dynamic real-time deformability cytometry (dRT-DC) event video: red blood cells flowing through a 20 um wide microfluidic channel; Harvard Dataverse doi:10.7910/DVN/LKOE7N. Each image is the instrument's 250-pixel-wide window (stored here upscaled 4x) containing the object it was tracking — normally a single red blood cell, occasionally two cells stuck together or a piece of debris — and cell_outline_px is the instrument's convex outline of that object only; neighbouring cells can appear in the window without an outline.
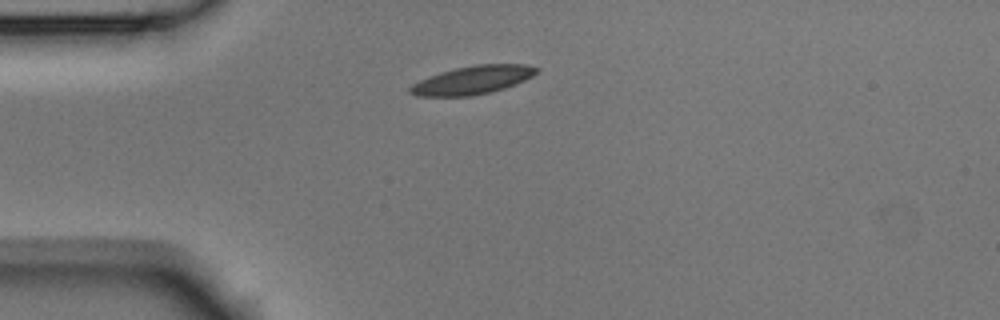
{"species": "Egyptian fruit bat (a non-hibernating species)", "species_latin": "Rousettus aegyptiacus", "temperature_condition": "room temperature", "stored_images_in_passage": 3, "camera_frame_rate_fps": 3000, "um_per_image_px": 0.085, "animal": {"sex": "male"}, "frame": {"image": 1, "passage_image": 1, "time_ms": 0.0, "image_size_px": [1000, 320], "cell_outline_px": [[540, 72], [516, 84], [492, 92], [472, 96], [416, 96], [408, 92], [408, 88], [412, 84], [428, 76], [440, 72], [456, 68], [476, 64], [524, 64], [540, 68]], "centroid_in_image_um": [40.18, 6.8], "position_along_channel_um": 44.8, "area_um2": 21.04}}
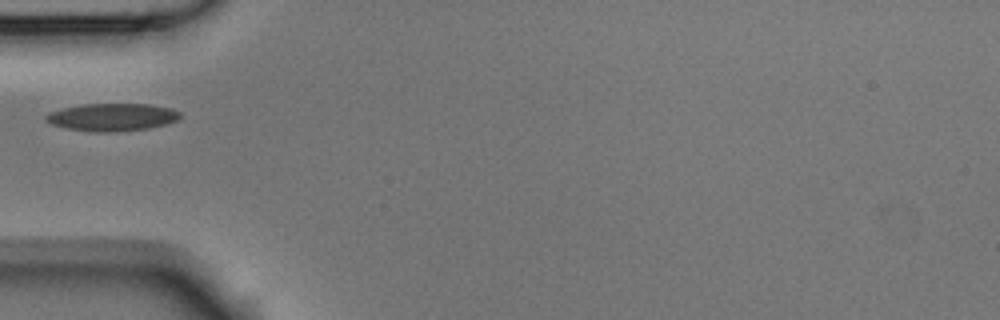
{"frame": {"image": 2, "passage_image": 2, "time_ms": 0.333, "image_size_px": [1000, 320], "cell_outline_px": [[180, 116], [176, 120], [164, 124], [148, 128], [116, 132], [92, 132], [68, 128], [52, 124], [44, 120], [44, 116], [48, 112], [80, 104], [152, 104], [172, 108], [180, 112]], "centroid_in_image_um": [9.51, 9.95], "position_along_channel_um": 75.5, "area_um2": 21.62}}
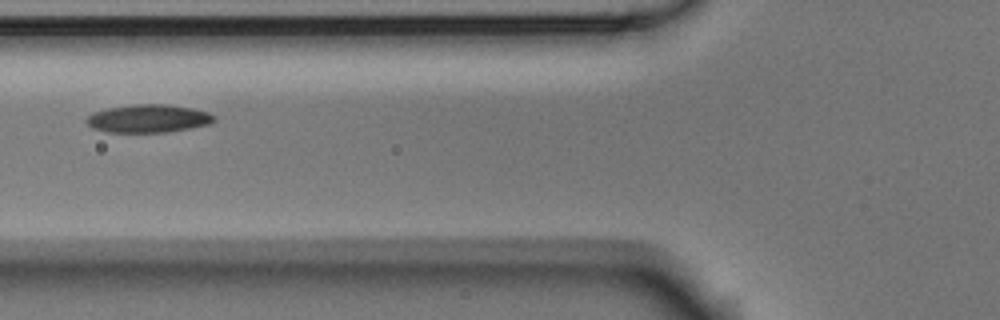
{"frame": {"image": 3, "passage_image": 3, "time_ms": 0.667, "image_size_px": [1000, 320], "cell_outline_px": [[216, 120], [212, 124], [192, 128], [168, 132], [108, 132], [92, 128], [84, 120], [92, 112], [108, 108], [132, 104], [168, 104], [192, 108], [208, 112], [216, 116]], "centroid_in_image_um": [12.64, 10.07], "position_along_channel_um": 113.2, "area_um2": 21.15}}